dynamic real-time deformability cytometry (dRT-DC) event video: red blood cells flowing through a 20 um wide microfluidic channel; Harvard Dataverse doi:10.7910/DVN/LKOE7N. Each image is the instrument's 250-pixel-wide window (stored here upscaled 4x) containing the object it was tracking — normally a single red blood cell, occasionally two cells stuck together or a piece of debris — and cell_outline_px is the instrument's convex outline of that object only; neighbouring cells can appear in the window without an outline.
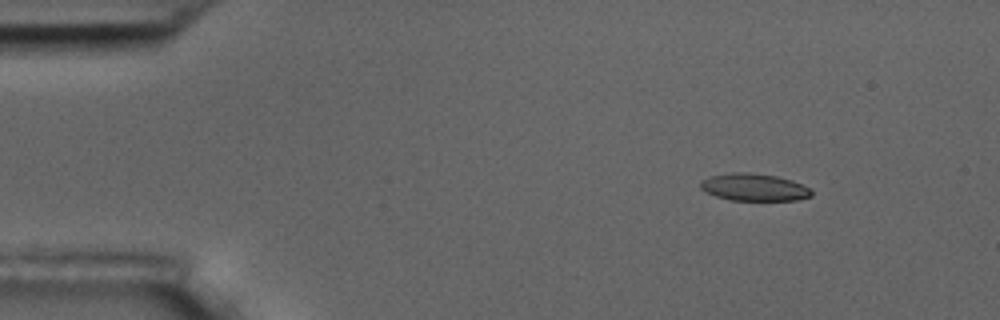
{"species": "common noctule bat (a hibernating species)", "species_latin": "Nyctalus noctula", "temperature_condition": "room temperature", "stored_images_in_passage": 5, "camera_frame_rate_fps": 3000, "um_per_image_px": 0.085, "animal": {"sex": "male", "body_mass_g": 17.5, "forearm_length_mm": 52.3}, "frame": {"image": 1, "passage_image": 1, "time_ms": 0.0, "image_size_px": [1000, 320], "cell_outline_px": [[812, 196], [796, 200], [728, 200], [716, 196], [700, 188], [700, 180], [708, 176], [732, 172], [748, 172], [776, 176], [792, 180], [808, 188], [812, 192]], "centroid_in_image_um": [64.05, 15.91], "position_along_channel_um": 20.9, "area_um2": 17.63}}
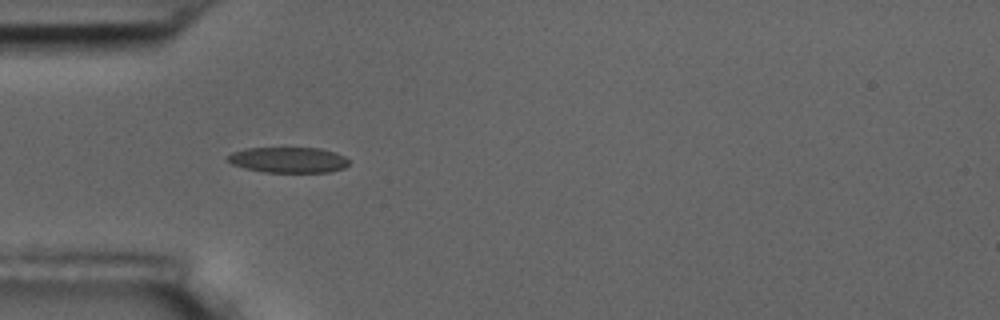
{"frame": {"image": 2, "passage_image": 4, "time_ms": 3.333, "image_size_px": [1000, 320], "cell_outline_px": [[348, 164], [344, 168], [328, 172], [264, 172], [244, 168], [232, 164], [228, 160], [228, 156], [232, 152], [244, 148], [320, 148], [336, 152], [344, 156], [348, 160]], "centroid_in_image_um": [24.51, 13.59], "position_along_channel_um": 60.5, "area_um2": 18.09}}